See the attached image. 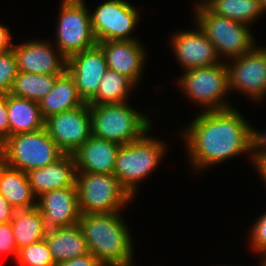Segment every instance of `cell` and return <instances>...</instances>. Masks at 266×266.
I'll return each mask as SVG.
<instances>
[{
	"mask_svg": "<svg viewBox=\"0 0 266 266\" xmlns=\"http://www.w3.org/2000/svg\"><path fill=\"white\" fill-rule=\"evenodd\" d=\"M196 27L195 30H179L170 39L172 50L184 71L222 62L214 44L197 25Z\"/></svg>",
	"mask_w": 266,
	"mask_h": 266,
	"instance_id": "obj_14",
	"label": "cell"
},
{
	"mask_svg": "<svg viewBox=\"0 0 266 266\" xmlns=\"http://www.w3.org/2000/svg\"><path fill=\"white\" fill-rule=\"evenodd\" d=\"M65 153L50 138L46 128L9 136L4 141L7 166L28 173L60 159Z\"/></svg>",
	"mask_w": 266,
	"mask_h": 266,
	"instance_id": "obj_8",
	"label": "cell"
},
{
	"mask_svg": "<svg viewBox=\"0 0 266 266\" xmlns=\"http://www.w3.org/2000/svg\"><path fill=\"white\" fill-rule=\"evenodd\" d=\"M10 224L18 250L44 239L48 230L37 207L16 210Z\"/></svg>",
	"mask_w": 266,
	"mask_h": 266,
	"instance_id": "obj_24",
	"label": "cell"
},
{
	"mask_svg": "<svg viewBox=\"0 0 266 266\" xmlns=\"http://www.w3.org/2000/svg\"><path fill=\"white\" fill-rule=\"evenodd\" d=\"M120 214H81L78 221L90 253L105 266H133L132 237Z\"/></svg>",
	"mask_w": 266,
	"mask_h": 266,
	"instance_id": "obj_2",
	"label": "cell"
},
{
	"mask_svg": "<svg viewBox=\"0 0 266 266\" xmlns=\"http://www.w3.org/2000/svg\"><path fill=\"white\" fill-rule=\"evenodd\" d=\"M250 157L254 161L256 157H266V133L252 128V153Z\"/></svg>",
	"mask_w": 266,
	"mask_h": 266,
	"instance_id": "obj_32",
	"label": "cell"
},
{
	"mask_svg": "<svg viewBox=\"0 0 266 266\" xmlns=\"http://www.w3.org/2000/svg\"><path fill=\"white\" fill-rule=\"evenodd\" d=\"M18 251L10 222L0 224V256L9 254L16 259Z\"/></svg>",
	"mask_w": 266,
	"mask_h": 266,
	"instance_id": "obj_31",
	"label": "cell"
},
{
	"mask_svg": "<svg viewBox=\"0 0 266 266\" xmlns=\"http://www.w3.org/2000/svg\"><path fill=\"white\" fill-rule=\"evenodd\" d=\"M182 131L194 171L252 152V126L235 108L202 111Z\"/></svg>",
	"mask_w": 266,
	"mask_h": 266,
	"instance_id": "obj_1",
	"label": "cell"
},
{
	"mask_svg": "<svg viewBox=\"0 0 266 266\" xmlns=\"http://www.w3.org/2000/svg\"><path fill=\"white\" fill-rule=\"evenodd\" d=\"M253 164L255 165L261 179L266 185V157H256L254 158Z\"/></svg>",
	"mask_w": 266,
	"mask_h": 266,
	"instance_id": "obj_37",
	"label": "cell"
},
{
	"mask_svg": "<svg viewBox=\"0 0 266 266\" xmlns=\"http://www.w3.org/2000/svg\"><path fill=\"white\" fill-rule=\"evenodd\" d=\"M108 69L102 49L96 45L67 59V71L73 77L82 99L87 103L96 93Z\"/></svg>",
	"mask_w": 266,
	"mask_h": 266,
	"instance_id": "obj_15",
	"label": "cell"
},
{
	"mask_svg": "<svg viewBox=\"0 0 266 266\" xmlns=\"http://www.w3.org/2000/svg\"><path fill=\"white\" fill-rule=\"evenodd\" d=\"M56 266H105L92 253L64 261Z\"/></svg>",
	"mask_w": 266,
	"mask_h": 266,
	"instance_id": "obj_34",
	"label": "cell"
},
{
	"mask_svg": "<svg viewBox=\"0 0 266 266\" xmlns=\"http://www.w3.org/2000/svg\"><path fill=\"white\" fill-rule=\"evenodd\" d=\"M208 0H199V2L197 4H195V6H199V5H203L207 2Z\"/></svg>",
	"mask_w": 266,
	"mask_h": 266,
	"instance_id": "obj_42",
	"label": "cell"
},
{
	"mask_svg": "<svg viewBox=\"0 0 266 266\" xmlns=\"http://www.w3.org/2000/svg\"><path fill=\"white\" fill-rule=\"evenodd\" d=\"M183 72L185 73L179 77V83L177 82L179 88L190 101L202 105L203 111L232 108L224 99L230 92L227 62Z\"/></svg>",
	"mask_w": 266,
	"mask_h": 266,
	"instance_id": "obj_7",
	"label": "cell"
},
{
	"mask_svg": "<svg viewBox=\"0 0 266 266\" xmlns=\"http://www.w3.org/2000/svg\"><path fill=\"white\" fill-rule=\"evenodd\" d=\"M97 45L105 55L108 69L127 76L137 85L145 71L147 53L143 44L139 40H111Z\"/></svg>",
	"mask_w": 266,
	"mask_h": 266,
	"instance_id": "obj_17",
	"label": "cell"
},
{
	"mask_svg": "<svg viewBox=\"0 0 266 266\" xmlns=\"http://www.w3.org/2000/svg\"><path fill=\"white\" fill-rule=\"evenodd\" d=\"M55 48L46 40L14 44L17 70L29 74L61 75L67 69V58Z\"/></svg>",
	"mask_w": 266,
	"mask_h": 266,
	"instance_id": "obj_13",
	"label": "cell"
},
{
	"mask_svg": "<svg viewBox=\"0 0 266 266\" xmlns=\"http://www.w3.org/2000/svg\"><path fill=\"white\" fill-rule=\"evenodd\" d=\"M6 165L5 156H0V173Z\"/></svg>",
	"mask_w": 266,
	"mask_h": 266,
	"instance_id": "obj_38",
	"label": "cell"
},
{
	"mask_svg": "<svg viewBox=\"0 0 266 266\" xmlns=\"http://www.w3.org/2000/svg\"><path fill=\"white\" fill-rule=\"evenodd\" d=\"M38 103L44 119L86 104L67 70L56 78L52 90Z\"/></svg>",
	"mask_w": 266,
	"mask_h": 266,
	"instance_id": "obj_21",
	"label": "cell"
},
{
	"mask_svg": "<svg viewBox=\"0 0 266 266\" xmlns=\"http://www.w3.org/2000/svg\"><path fill=\"white\" fill-rule=\"evenodd\" d=\"M16 262L20 266H56L45 238L19 249Z\"/></svg>",
	"mask_w": 266,
	"mask_h": 266,
	"instance_id": "obj_28",
	"label": "cell"
},
{
	"mask_svg": "<svg viewBox=\"0 0 266 266\" xmlns=\"http://www.w3.org/2000/svg\"><path fill=\"white\" fill-rule=\"evenodd\" d=\"M17 59L13 49L0 53V92L10 93L17 76Z\"/></svg>",
	"mask_w": 266,
	"mask_h": 266,
	"instance_id": "obj_29",
	"label": "cell"
},
{
	"mask_svg": "<svg viewBox=\"0 0 266 266\" xmlns=\"http://www.w3.org/2000/svg\"><path fill=\"white\" fill-rule=\"evenodd\" d=\"M261 5V10L263 13H266V0H259Z\"/></svg>",
	"mask_w": 266,
	"mask_h": 266,
	"instance_id": "obj_39",
	"label": "cell"
},
{
	"mask_svg": "<svg viewBox=\"0 0 266 266\" xmlns=\"http://www.w3.org/2000/svg\"><path fill=\"white\" fill-rule=\"evenodd\" d=\"M0 193L15 210L31 209L37 206L28 174L7 165L0 173Z\"/></svg>",
	"mask_w": 266,
	"mask_h": 266,
	"instance_id": "obj_23",
	"label": "cell"
},
{
	"mask_svg": "<svg viewBox=\"0 0 266 266\" xmlns=\"http://www.w3.org/2000/svg\"><path fill=\"white\" fill-rule=\"evenodd\" d=\"M45 128L65 154H73L92 135L90 104L51 115Z\"/></svg>",
	"mask_w": 266,
	"mask_h": 266,
	"instance_id": "obj_12",
	"label": "cell"
},
{
	"mask_svg": "<svg viewBox=\"0 0 266 266\" xmlns=\"http://www.w3.org/2000/svg\"><path fill=\"white\" fill-rule=\"evenodd\" d=\"M194 10V25L197 24L214 44L220 58L239 57L255 48L254 37L248 24L217 15L205 4L195 6Z\"/></svg>",
	"mask_w": 266,
	"mask_h": 266,
	"instance_id": "obj_5",
	"label": "cell"
},
{
	"mask_svg": "<svg viewBox=\"0 0 266 266\" xmlns=\"http://www.w3.org/2000/svg\"><path fill=\"white\" fill-rule=\"evenodd\" d=\"M149 132L129 144L121 145L116 156L113 174L132 197L138 190L137 184L155 170L165 155L166 145L149 136Z\"/></svg>",
	"mask_w": 266,
	"mask_h": 266,
	"instance_id": "obj_4",
	"label": "cell"
},
{
	"mask_svg": "<svg viewBox=\"0 0 266 266\" xmlns=\"http://www.w3.org/2000/svg\"><path fill=\"white\" fill-rule=\"evenodd\" d=\"M120 146L91 135L73 153L77 172L113 174Z\"/></svg>",
	"mask_w": 266,
	"mask_h": 266,
	"instance_id": "obj_18",
	"label": "cell"
},
{
	"mask_svg": "<svg viewBox=\"0 0 266 266\" xmlns=\"http://www.w3.org/2000/svg\"><path fill=\"white\" fill-rule=\"evenodd\" d=\"M227 63L229 90L244 93L253 101L266 95V48L255 47L252 51L230 59Z\"/></svg>",
	"mask_w": 266,
	"mask_h": 266,
	"instance_id": "obj_11",
	"label": "cell"
},
{
	"mask_svg": "<svg viewBox=\"0 0 266 266\" xmlns=\"http://www.w3.org/2000/svg\"><path fill=\"white\" fill-rule=\"evenodd\" d=\"M57 24L56 46L68 59L97 45L91 26V13L84 0H62Z\"/></svg>",
	"mask_w": 266,
	"mask_h": 266,
	"instance_id": "obj_9",
	"label": "cell"
},
{
	"mask_svg": "<svg viewBox=\"0 0 266 266\" xmlns=\"http://www.w3.org/2000/svg\"><path fill=\"white\" fill-rule=\"evenodd\" d=\"M205 5L217 15L248 25L263 14L259 0H208Z\"/></svg>",
	"mask_w": 266,
	"mask_h": 266,
	"instance_id": "obj_26",
	"label": "cell"
},
{
	"mask_svg": "<svg viewBox=\"0 0 266 266\" xmlns=\"http://www.w3.org/2000/svg\"><path fill=\"white\" fill-rule=\"evenodd\" d=\"M251 229L249 234L250 247L252 251L258 252L263 257L266 254V212L258 217Z\"/></svg>",
	"mask_w": 266,
	"mask_h": 266,
	"instance_id": "obj_30",
	"label": "cell"
},
{
	"mask_svg": "<svg viewBox=\"0 0 266 266\" xmlns=\"http://www.w3.org/2000/svg\"><path fill=\"white\" fill-rule=\"evenodd\" d=\"M34 195L38 198L45 192L76 186L77 168L73 154H64L56 162L28 173Z\"/></svg>",
	"mask_w": 266,
	"mask_h": 266,
	"instance_id": "obj_19",
	"label": "cell"
},
{
	"mask_svg": "<svg viewBox=\"0 0 266 266\" xmlns=\"http://www.w3.org/2000/svg\"><path fill=\"white\" fill-rule=\"evenodd\" d=\"M137 10L126 0H107L97 6L90 14L96 42L140 40L131 35L140 17Z\"/></svg>",
	"mask_w": 266,
	"mask_h": 266,
	"instance_id": "obj_10",
	"label": "cell"
},
{
	"mask_svg": "<svg viewBox=\"0 0 266 266\" xmlns=\"http://www.w3.org/2000/svg\"><path fill=\"white\" fill-rule=\"evenodd\" d=\"M76 188L81 214L121 212L134 199L114 174L77 172Z\"/></svg>",
	"mask_w": 266,
	"mask_h": 266,
	"instance_id": "obj_6",
	"label": "cell"
},
{
	"mask_svg": "<svg viewBox=\"0 0 266 266\" xmlns=\"http://www.w3.org/2000/svg\"><path fill=\"white\" fill-rule=\"evenodd\" d=\"M7 112L10 136L38 131L45 127V119L38 102L9 93L7 94Z\"/></svg>",
	"mask_w": 266,
	"mask_h": 266,
	"instance_id": "obj_22",
	"label": "cell"
},
{
	"mask_svg": "<svg viewBox=\"0 0 266 266\" xmlns=\"http://www.w3.org/2000/svg\"><path fill=\"white\" fill-rule=\"evenodd\" d=\"M37 208L43 215L47 229L71 226L80 219L76 186L48 191L40 195Z\"/></svg>",
	"mask_w": 266,
	"mask_h": 266,
	"instance_id": "obj_16",
	"label": "cell"
},
{
	"mask_svg": "<svg viewBox=\"0 0 266 266\" xmlns=\"http://www.w3.org/2000/svg\"><path fill=\"white\" fill-rule=\"evenodd\" d=\"M90 116L92 135L119 145L141 138L152 128L150 117L140 114L127 102L90 104Z\"/></svg>",
	"mask_w": 266,
	"mask_h": 266,
	"instance_id": "obj_3",
	"label": "cell"
},
{
	"mask_svg": "<svg viewBox=\"0 0 266 266\" xmlns=\"http://www.w3.org/2000/svg\"><path fill=\"white\" fill-rule=\"evenodd\" d=\"M45 240L55 265L90 253L78 223L48 229Z\"/></svg>",
	"mask_w": 266,
	"mask_h": 266,
	"instance_id": "obj_20",
	"label": "cell"
},
{
	"mask_svg": "<svg viewBox=\"0 0 266 266\" xmlns=\"http://www.w3.org/2000/svg\"><path fill=\"white\" fill-rule=\"evenodd\" d=\"M4 155V140L0 138V156Z\"/></svg>",
	"mask_w": 266,
	"mask_h": 266,
	"instance_id": "obj_40",
	"label": "cell"
},
{
	"mask_svg": "<svg viewBox=\"0 0 266 266\" xmlns=\"http://www.w3.org/2000/svg\"><path fill=\"white\" fill-rule=\"evenodd\" d=\"M15 211L8 200L0 193V224L11 222Z\"/></svg>",
	"mask_w": 266,
	"mask_h": 266,
	"instance_id": "obj_35",
	"label": "cell"
},
{
	"mask_svg": "<svg viewBox=\"0 0 266 266\" xmlns=\"http://www.w3.org/2000/svg\"><path fill=\"white\" fill-rule=\"evenodd\" d=\"M7 94L0 92V138L6 140L10 136V127L7 112Z\"/></svg>",
	"mask_w": 266,
	"mask_h": 266,
	"instance_id": "obj_33",
	"label": "cell"
},
{
	"mask_svg": "<svg viewBox=\"0 0 266 266\" xmlns=\"http://www.w3.org/2000/svg\"><path fill=\"white\" fill-rule=\"evenodd\" d=\"M262 266H266V254L262 257V262L260 261Z\"/></svg>",
	"mask_w": 266,
	"mask_h": 266,
	"instance_id": "obj_41",
	"label": "cell"
},
{
	"mask_svg": "<svg viewBox=\"0 0 266 266\" xmlns=\"http://www.w3.org/2000/svg\"><path fill=\"white\" fill-rule=\"evenodd\" d=\"M11 36L9 28L0 24V53L13 48L14 43H11Z\"/></svg>",
	"mask_w": 266,
	"mask_h": 266,
	"instance_id": "obj_36",
	"label": "cell"
},
{
	"mask_svg": "<svg viewBox=\"0 0 266 266\" xmlns=\"http://www.w3.org/2000/svg\"><path fill=\"white\" fill-rule=\"evenodd\" d=\"M135 83L125 75L107 69L102 76L97 93L88 104H120L127 98Z\"/></svg>",
	"mask_w": 266,
	"mask_h": 266,
	"instance_id": "obj_25",
	"label": "cell"
},
{
	"mask_svg": "<svg viewBox=\"0 0 266 266\" xmlns=\"http://www.w3.org/2000/svg\"><path fill=\"white\" fill-rule=\"evenodd\" d=\"M59 75L17 73L10 94L39 102L51 90Z\"/></svg>",
	"mask_w": 266,
	"mask_h": 266,
	"instance_id": "obj_27",
	"label": "cell"
}]
</instances>
